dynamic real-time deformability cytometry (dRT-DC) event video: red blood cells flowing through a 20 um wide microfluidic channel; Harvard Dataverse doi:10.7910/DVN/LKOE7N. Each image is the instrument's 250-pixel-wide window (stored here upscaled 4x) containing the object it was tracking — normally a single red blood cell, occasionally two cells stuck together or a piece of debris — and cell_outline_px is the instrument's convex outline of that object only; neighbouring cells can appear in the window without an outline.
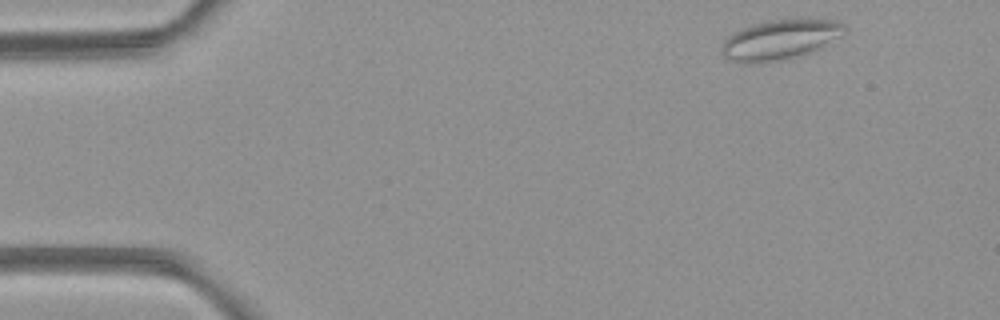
{"species": "common noctule bat (a hibernating species)", "species_latin": "Nyctalus noctula", "temperature_condition": "room temperature", "stored_images_in_passage": 3, "camera_frame_rate_fps": 3000, "um_per_image_px": 0.085, "animal": {"sex": "female", "body_mass_g": 21.9}, "frame": {"image": 1, "passage_image": 1, "time_ms": 0.0, "image_size_px": [1000, 320], "cell_outline_px": [[844, 32], [840, 36], [820, 48], [812, 52], [800, 56], [784, 60], [764, 64], [740, 64], [728, 60], [720, 52], [720, 48], [724, 40], [732, 32], [752, 24], [768, 20], [792, 16], [832, 20], [844, 24]], "centroid_in_image_um": [66.25, 3.37], "position_along_channel_um": 18.7, "area_um2": 29.82}}